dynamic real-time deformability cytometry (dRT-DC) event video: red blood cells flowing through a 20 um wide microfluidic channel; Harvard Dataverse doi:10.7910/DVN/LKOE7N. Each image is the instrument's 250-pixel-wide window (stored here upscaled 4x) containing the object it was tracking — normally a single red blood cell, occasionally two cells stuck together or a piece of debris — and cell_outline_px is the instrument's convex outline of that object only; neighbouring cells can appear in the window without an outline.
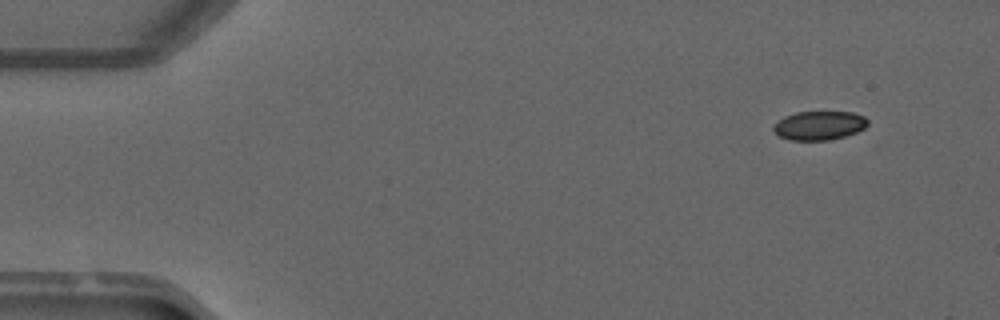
{"species": "common noctule bat (a hibernating species)", "species_latin": "Nyctalus noctula", "temperature_condition": "warm", "stored_images_in_passage": 9, "camera_frame_rate_fps": 3000, "um_per_image_px": 0.085, "animal": {"sex": "male", "forearm_length_mm": 52.5}, "frame": {"image": 1, "passage_image": 1, "time_ms": 0.0, "image_size_px": [1000, 320], "cell_outline_px": [[868, 124], [864, 128], [856, 132], [844, 136], [828, 140], [788, 140], [780, 136], [772, 128], [784, 116], [796, 112], [852, 112], [864, 116], [868, 120]], "centroid_in_image_um": [69.65, 10.66], "position_along_channel_um": 15.3, "area_um2": 15.72}}